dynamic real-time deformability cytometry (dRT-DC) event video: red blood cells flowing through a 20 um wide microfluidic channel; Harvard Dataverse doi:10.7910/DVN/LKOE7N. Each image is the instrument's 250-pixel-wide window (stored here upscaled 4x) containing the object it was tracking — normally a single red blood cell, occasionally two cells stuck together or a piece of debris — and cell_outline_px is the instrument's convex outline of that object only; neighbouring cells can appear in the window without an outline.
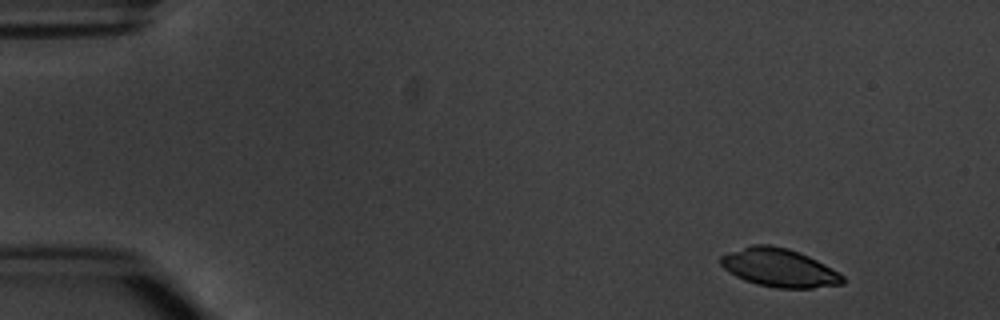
{"species": "common noctule bat (a hibernating species)", "species_latin": "Nyctalus noctula", "temperature_condition": "warm", "stored_images_in_passage": 4, "camera_frame_rate_fps": 3000, "um_per_image_px": 0.085, "animal": {"sex": "male", "body_mass_g": 20.1, "forearm_length_mm": 53.5}, "frame": {"image": 1, "passage_image": 1, "time_ms": 0.0, "image_size_px": [1000, 320], "cell_outline_px": [[844, 284], [812, 288], [776, 288], [756, 284], [744, 280], [736, 276], [724, 268], [720, 264], [720, 256], [728, 252], [752, 244], [768, 244], [788, 248], [800, 252], [840, 272], [844, 276]], "centroid_in_image_um": [66.24, 22.75], "position_along_channel_um": 18.8, "area_um2": 27.4}}
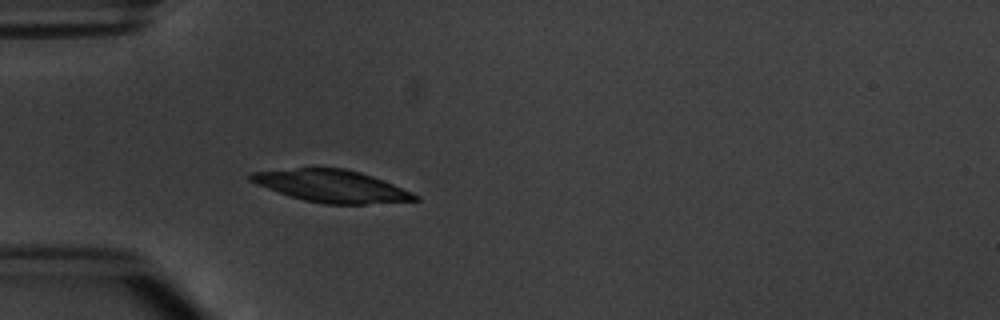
{"frame": {"image": 2, "passage_image": 4, "time_ms": 3.667, "image_size_px": [1000, 320], "cell_outline_px": [[420, 200], [364, 204], [324, 204], [304, 200], [256, 184], [248, 180], [248, 176], [252, 172], [296, 168], [344, 168], [360, 172], [372, 176], [412, 192], [420, 196]], "centroid_in_image_um": [28.2, 15.82], "position_along_channel_um": 56.8, "area_um2": 30.52}}